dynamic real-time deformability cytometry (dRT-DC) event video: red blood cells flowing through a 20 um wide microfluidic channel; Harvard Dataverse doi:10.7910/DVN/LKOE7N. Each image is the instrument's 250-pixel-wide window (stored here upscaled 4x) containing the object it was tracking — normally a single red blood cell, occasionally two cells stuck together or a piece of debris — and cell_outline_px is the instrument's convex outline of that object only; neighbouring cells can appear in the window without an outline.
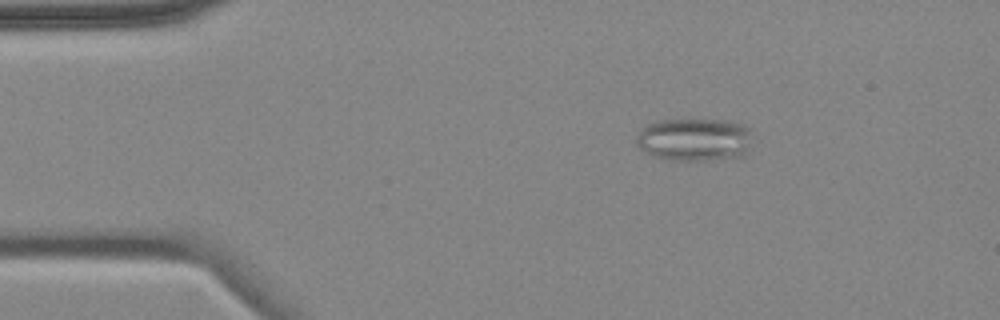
{"species": "common noctule bat (a hibernating species)", "species_latin": "Nyctalus noctula", "temperature_condition": "cold", "stored_images_in_passage": 5, "camera_frame_rate_fps": 3000, "um_per_image_px": 0.085, "animal": {"sex": "female", "body_mass_g": 18.4}, "frame": {"image": 1, "passage_image": 3, "time_ms": 2.333, "image_size_px": [1000, 320], "cell_outline_px": [[748, 156], [712, 160], [672, 160], [652, 156], [644, 152], [636, 144], [636, 136], [648, 124], [656, 120], [728, 120], [740, 124], [748, 128]], "centroid_in_image_um": [59.0, 11.88], "position_along_channel_um": 26.0, "area_um2": 29.02}}